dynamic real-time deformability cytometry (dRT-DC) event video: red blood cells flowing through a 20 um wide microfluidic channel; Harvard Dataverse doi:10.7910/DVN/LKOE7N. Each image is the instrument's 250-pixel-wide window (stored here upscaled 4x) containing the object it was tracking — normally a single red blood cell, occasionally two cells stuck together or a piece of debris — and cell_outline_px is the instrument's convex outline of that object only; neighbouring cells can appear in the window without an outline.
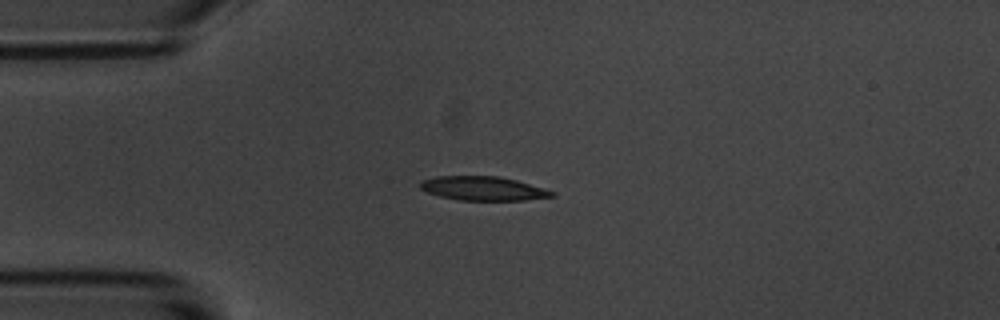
{"species": "common noctule bat (a hibernating species)", "species_latin": "Nyctalus noctula", "temperature_condition": "room temperature", "stored_images_in_passage": 44, "camera_frame_rate_fps": 3000, "um_per_image_px": 0.085, "animal": {"sex": "male", "body_mass_g": 20.1, "forearm_length_mm": 53.5}, "frame": {"image": 1, "passage_image": 1, "time_ms": 0.0, "image_size_px": [1000, 320], "cell_outline_px": [[556, 196], [524, 200], [460, 200], [440, 196], [428, 192], [420, 188], [420, 184], [424, 180], [436, 176], [500, 176], [516, 180], [556, 192]], "centroid_in_image_um": [41.1, 16.02], "position_along_channel_um": 43.9, "area_um2": 18.26}}
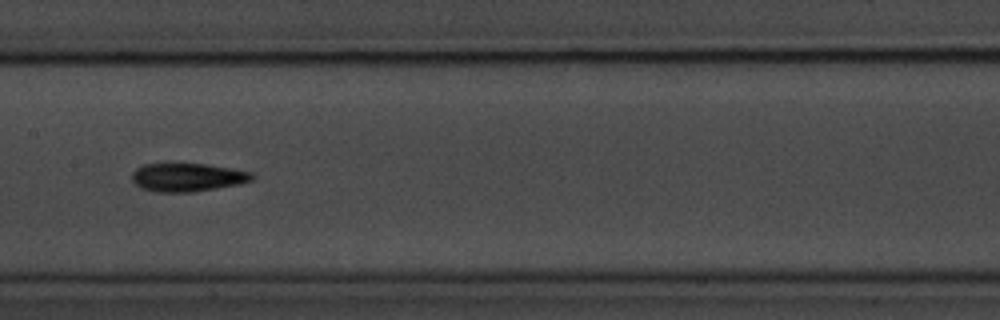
{"frame": {"image": 2, "passage_image": 15, "time_ms": 4.667, "image_size_px": [1000, 320], "cell_outline_px": [[256, 176], [252, 180], [240, 184], [192, 192], [156, 192], [140, 188], [132, 180], [132, 172], [136, 168], [144, 164], [208, 164], [232, 168], [252, 172]], "centroid_in_image_um": [15.95, 15.07], "position_along_channel_um": 191.4, "area_um2": 19.94}}
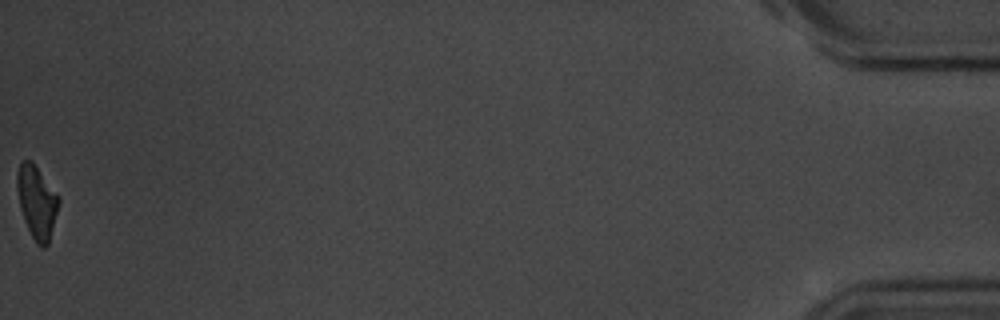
{"frame": {"image": 3, "passage_image": 44, "time_ms": 14.333, "image_size_px": [1000, 320], "cell_outline_px": [[60, 200], [48, 244], [44, 248], [40, 248], [36, 244], [24, 220], [20, 208], [16, 188], [16, 172], [20, 160], [32, 160], [60, 196]], "centroid_in_image_um": [3.11, 17.12], "position_along_channel_um": 432.1, "area_um2": 17.98}, "authors_computed_cell_mechanics": {"area_um2": 18.7272, "velocity_mm_per_s": 3.5292, "shape_relaxation_time_tau1_ms": 6.3265, "shape_relaxation_time_tau2_ms": 8.4221, "deformation_change_tau1": 0.1859, "deformation_change_tau2": 0.1519}}